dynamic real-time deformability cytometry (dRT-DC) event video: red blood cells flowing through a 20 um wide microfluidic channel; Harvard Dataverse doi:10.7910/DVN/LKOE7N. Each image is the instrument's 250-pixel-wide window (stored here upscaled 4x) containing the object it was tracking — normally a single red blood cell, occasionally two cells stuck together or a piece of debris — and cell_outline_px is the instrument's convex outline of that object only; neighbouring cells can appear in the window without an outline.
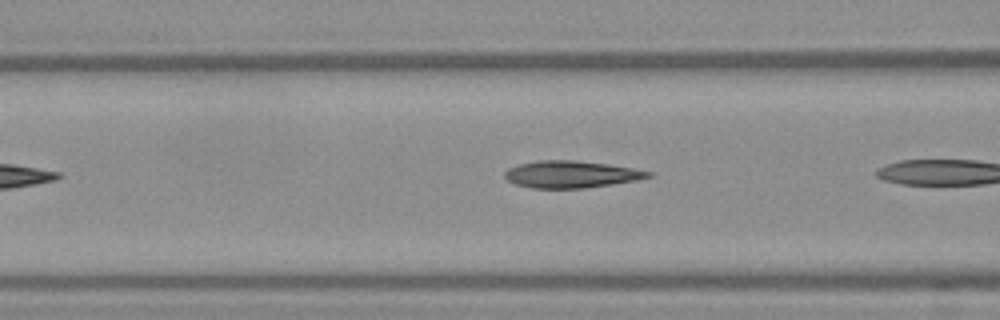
{"species": "Egyptian fruit bat (a non-hibernating species)", "species_latin": "Rousettus aegyptiacus", "temperature_condition": "warm", "stored_images_in_passage": 5, "camera_frame_rate_fps": 3000, "um_per_image_px": 0.085, "frame": {"image": 1, "passage_image": 4, "time_ms": 1.0, "image_size_px": [1000, 320], "cell_outline_px": [[652, 176], [640, 180], [584, 188], [532, 188], [516, 184], [508, 180], [504, 176], [504, 172], [508, 168], [520, 164], [540, 160], [576, 160], [608, 164], [632, 168], [652, 172]], "centroid_in_image_um": [48.56, 14.81], "position_along_channel_um": 118.0, "area_um2": 22.54}}